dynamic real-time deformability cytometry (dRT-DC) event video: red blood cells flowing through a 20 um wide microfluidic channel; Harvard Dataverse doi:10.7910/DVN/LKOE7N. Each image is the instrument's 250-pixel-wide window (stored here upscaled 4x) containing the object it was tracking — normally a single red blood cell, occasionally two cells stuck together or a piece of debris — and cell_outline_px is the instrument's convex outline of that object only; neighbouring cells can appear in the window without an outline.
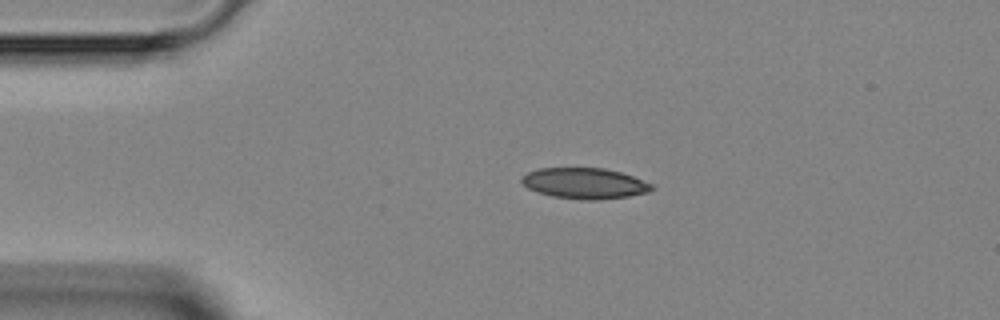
{"species": "Egyptian fruit bat (a non-hibernating species)", "species_latin": "Rousettus aegyptiacus", "temperature_condition": "room temperature", "stored_images_in_passage": 2, "camera_frame_rate_fps": 3000, "um_per_image_px": 0.085, "animal": {"sex": "female"}, "frame": {"image": 1, "passage_image": 1, "time_ms": 0.0, "image_size_px": [1000, 320], "cell_outline_px": [[656, 188], [648, 192], [628, 196], [596, 200], [588, 200], [552, 196], [536, 192], [528, 188], [520, 180], [528, 172], [536, 168], [604, 168], [620, 172], [632, 176], [652, 184]], "centroid_in_image_um": [49.69, 15.58], "position_along_channel_um": 35.3, "area_um2": 23.24}}